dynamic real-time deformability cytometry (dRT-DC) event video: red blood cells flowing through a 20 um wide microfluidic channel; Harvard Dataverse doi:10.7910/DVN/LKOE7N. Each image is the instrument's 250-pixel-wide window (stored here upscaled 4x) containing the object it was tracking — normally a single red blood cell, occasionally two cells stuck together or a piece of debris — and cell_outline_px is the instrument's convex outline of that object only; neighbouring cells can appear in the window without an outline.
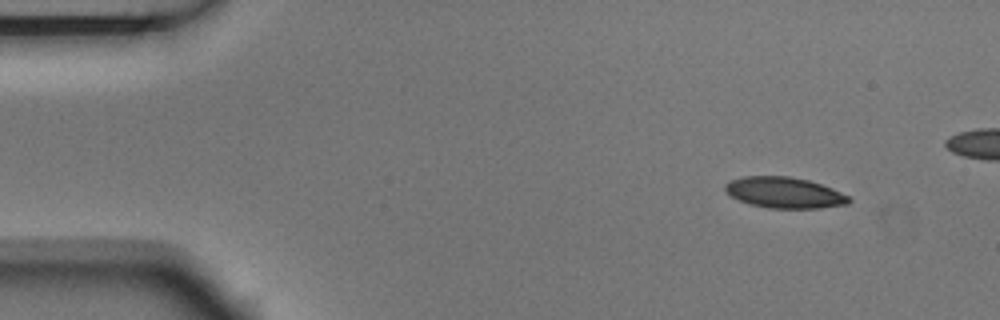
{"species": "Egyptian fruit bat (a non-hibernating species)", "species_latin": "Rousettus aegyptiacus", "temperature_condition": "room temperature", "stored_images_in_passage": 5, "camera_frame_rate_fps": 3000, "um_per_image_px": 0.085, "animal": {"sex": "male"}, "frame": {"image": 1, "passage_image": 1, "time_ms": 0.0, "image_size_px": [1000, 320], "cell_outline_px": [[852, 200], [848, 204], [820, 208], [768, 208], [748, 204], [732, 196], [724, 188], [724, 184], [728, 180], [740, 176], [788, 176], [808, 180], [832, 188], [848, 196]], "centroid_in_image_um": [66.65, 16.37], "position_along_channel_um": 18.4, "area_um2": 22.37}}